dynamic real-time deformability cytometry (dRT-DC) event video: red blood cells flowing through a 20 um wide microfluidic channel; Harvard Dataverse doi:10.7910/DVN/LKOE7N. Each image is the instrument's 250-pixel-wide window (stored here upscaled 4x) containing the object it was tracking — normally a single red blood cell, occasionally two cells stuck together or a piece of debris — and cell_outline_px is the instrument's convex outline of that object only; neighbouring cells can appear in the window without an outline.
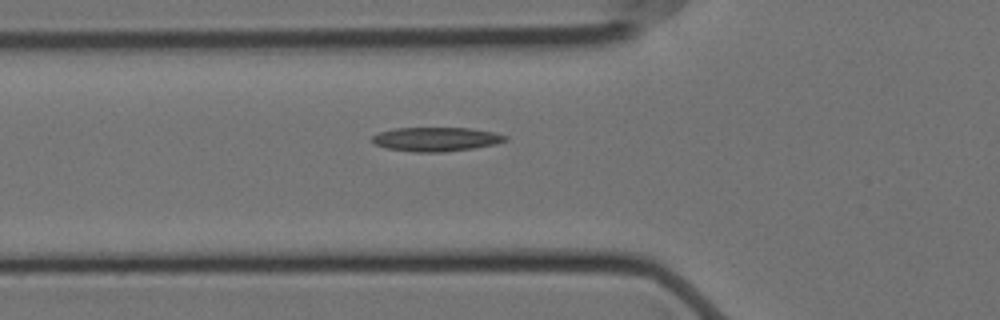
{"species": "Egyptian fruit bat (a non-hibernating species)", "species_latin": "Rousettus aegyptiacus", "temperature_condition": "cold", "stored_images_in_passage": 38, "camera_frame_rate_fps": 3000, "um_per_image_px": 0.085, "animal": {"sex": "female"}, "frame": {"image": 1, "passage_image": 5, "time_ms": 1.333, "image_size_px": [1000, 320], "cell_outline_px": [[508, 140], [496, 144], [472, 148], [440, 152], [412, 152], [388, 148], [376, 144], [372, 140], [372, 136], [380, 132], [396, 128], [472, 128], [496, 132], [508, 136]], "centroid_in_image_um": [37.12, 11.82], "position_along_channel_um": 88.7, "area_um2": 18.61}}
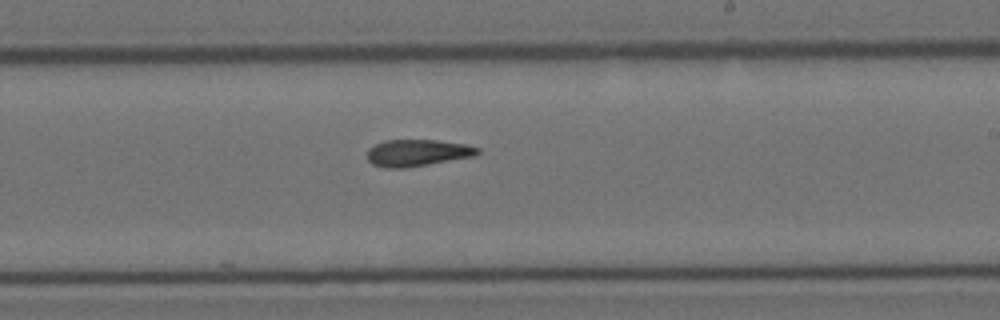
{"frame": {"image": 2, "passage_image": 19, "time_ms": 6.0, "image_size_px": [1000, 320], "cell_outline_px": [[480, 152], [476, 156], [408, 168], [384, 168], [372, 164], [368, 160], [368, 148], [384, 140], [436, 140], [464, 144], [480, 148]], "centroid_in_image_um": [35.49, 13.0], "position_along_channel_um": 253.5, "area_um2": 17.4}}
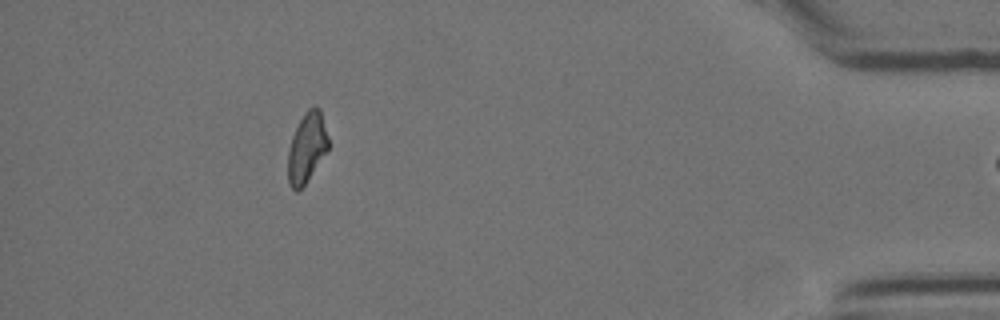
{"frame": {"image": 3, "passage_image": 37, "time_ms": 12.0, "image_size_px": [1000, 320], "cell_outline_px": [[328, 148], [304, 184], [296, 192], [288, 184], [288, 148], [292, 136], [304, 112], [308, 108], [320, 108], [328, 136]], "centroid_in_image_um": [26.06, 12.53], "position_along_channel_um": 409.1, "area_um2": 16.07}}